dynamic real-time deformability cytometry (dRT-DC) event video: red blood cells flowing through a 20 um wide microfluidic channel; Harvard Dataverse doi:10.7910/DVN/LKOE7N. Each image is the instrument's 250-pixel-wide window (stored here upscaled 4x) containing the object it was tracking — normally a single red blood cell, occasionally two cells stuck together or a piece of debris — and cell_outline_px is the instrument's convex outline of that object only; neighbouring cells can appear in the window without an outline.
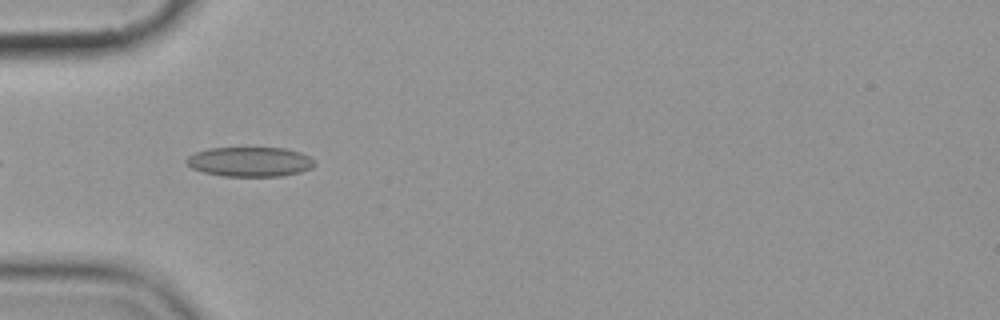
{"species": "common noctule bat (a hibernating species)", "species_latin": "Nyctalus noctula", "temperature_condition": "cold", "stored_images_in_passage": 15, "camera_frame_rate_fps": 3000, "um_per_image_px": 0.085, "animal": {"sex": "female", "body_mass_g": 19.9}, "frame": {"image": 1, "passage_image": 5, "time_ms": 5.667, "image_size_px": [1000, 320], "cell_outline_px": [[316, 164], [312, 168], [300, 172], [280, 176], [224, 176], [204, 172], [192, 168], [184, 160], [188, 156], [196, 152], [208, 148], [284, 148], [300, 152], [308, 156]], "centroid_in_image_um": [21.24, 13.75], "position_along_channel_um": 63.8, "area_um2": 22.02}}
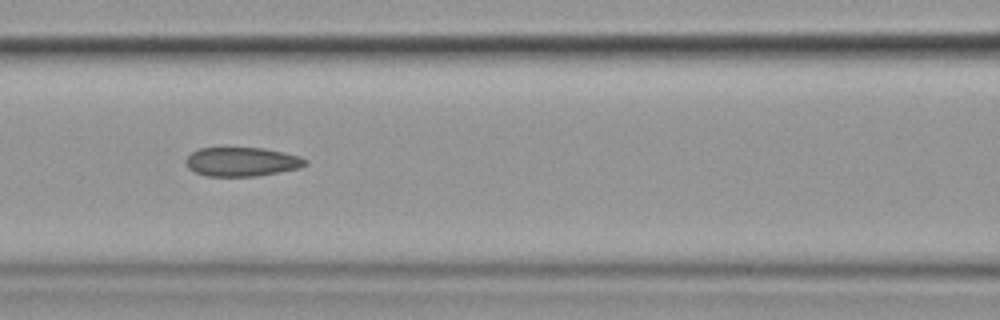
{"frame": {"image": 2, "passage_image": 7, "time_ms": 8.0, "image_size_px": [1000, 320], "cell_outline_px": [[308, 164], [300, 168], [256, 176], [204, 176], [188, 168], [184, 160], [192, 152], [200, 148], [264, 148], [284, 152], [300, 156], [308, 160]], "centroid_in_image_um": [20.57, 13.75], "position_along_channel_um": 146.0, "area_um2": 20.29}}
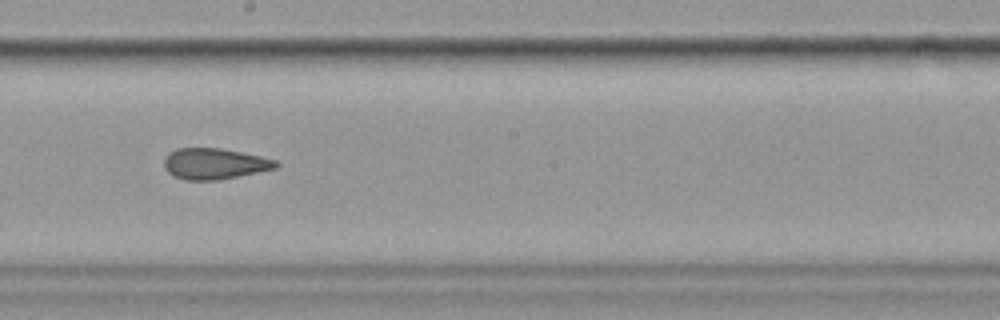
{"frame": {"image": 3, "passage_image": 9, "time_ms": 10.333, "image_size_px": [1000, 320], "cell_outline_px": [[280, 164], [276, 168], [216, 180], [184, 180], [172, 176], [164, 168], [164, 160], [168, 152], [176, 148], [220, 148], [260, 156], [276, 160]], "centroid_in_image_um": [18.18, 13.91], "position_along_channel_um": 230.0, "area_um2": 20.11}, "authors_computed_cell_mechanics": {"area_um2": 21.0392, "velocity_mm_per_s": 3.62, "shape_relaxation_time_tau1_ms": null, "shape_relaxation_time_tau2_ms": 2.2843, "deformation_change_tau1": null, "deformation_change_tau2": 0.0846}}